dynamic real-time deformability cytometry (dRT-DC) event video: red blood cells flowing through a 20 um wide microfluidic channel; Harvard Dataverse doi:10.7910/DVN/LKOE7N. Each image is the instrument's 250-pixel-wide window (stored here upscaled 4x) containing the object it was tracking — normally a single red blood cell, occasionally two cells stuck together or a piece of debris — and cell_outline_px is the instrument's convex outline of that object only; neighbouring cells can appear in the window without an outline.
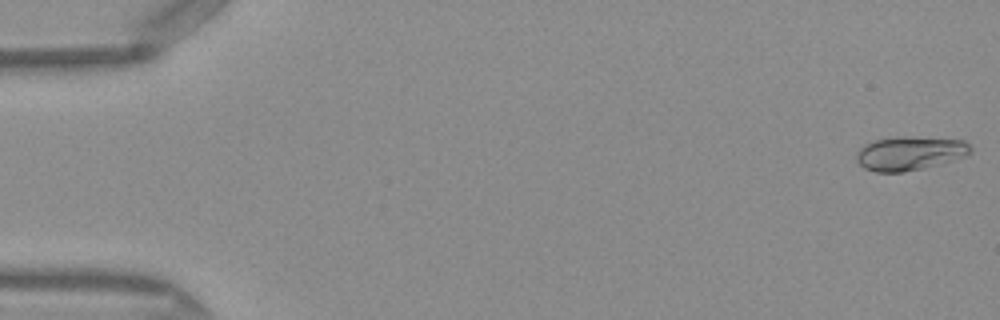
{"species": "Egyptian fruit bat (a non-hibernating species)", "species_latin": "Rousettus aegyptiacus", "temperature_condition": "warm", "stored_images_in_passage": 46, "camera_frame_rate_fps": 3000, "um_per_image_px": 0.085, "frame": {"image": 1, "passage_image": 1, "time_ms": 0.0, "image_size_px": [1000, 320], "cell_outline_px": [[972, 152], [964, 156], [952, 160], [924, 168], [904, 172], [876, 172], [864, 168], [856, 160], [856, 152], [860, 148], [876, 140], [896, 136], [900, 136], [964, 140], [972, 148]], "centroid_in_image_um": [77.32, 13.03], "position_along_channel_um": 7.7, "area_um2": 22.37}}
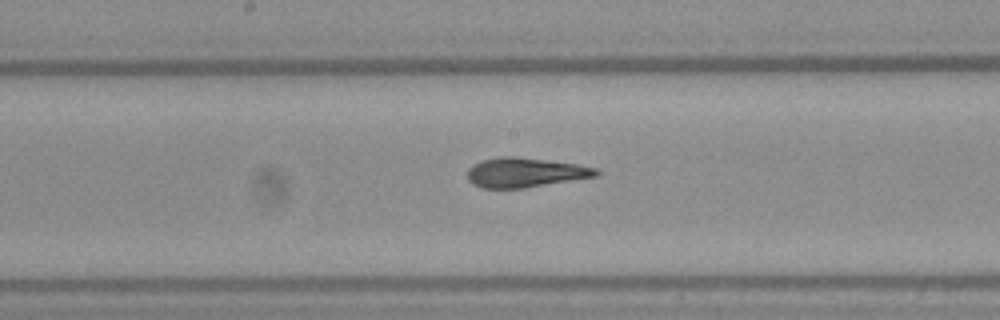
{"frame": {"image": 2, "passage_image": 26, "time_ms": 8.333, "image_size_px": [1000, 320], "cell_outline_px": [[600, 172], [596, 176], [524, 188], [484, 188], [472, 184], [468, 180], [468, 168], [472, 164], [480, 160], [500, 156], [512, 156], [576, 164], [596, 168]], "centroid_in_image_um": [44.58, 14.66], "position_along_channel_um": 203.6, "area_um2": 22.02}}
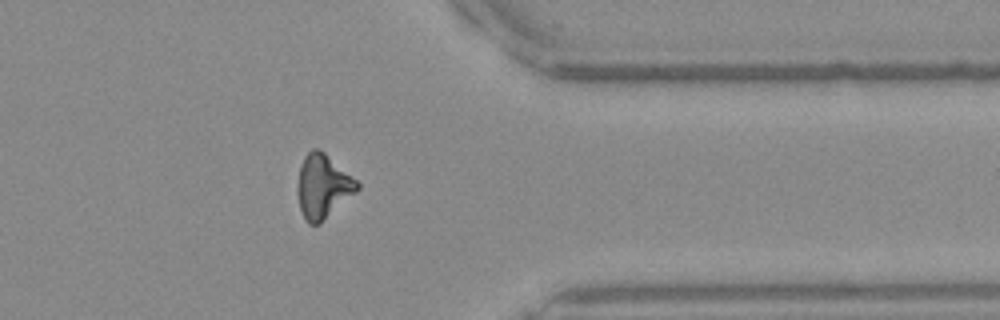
{"frame": {"image": 3, "passage_image": 40, "time_ms": 13.0, "image_size_px": [1000, 320], "cell_outline_px": [[360, 188], [356, 192], [320, 224], [308, 224], [304, 220], [300, 208], [300, 168], [304, 156], [312, 148], [320, 148], [356, 180], [360, 184]], "centroid_in_image_um": [27.48, 15.85], "position_along_channel_um": 383.9, "area_um2": 21.68}}